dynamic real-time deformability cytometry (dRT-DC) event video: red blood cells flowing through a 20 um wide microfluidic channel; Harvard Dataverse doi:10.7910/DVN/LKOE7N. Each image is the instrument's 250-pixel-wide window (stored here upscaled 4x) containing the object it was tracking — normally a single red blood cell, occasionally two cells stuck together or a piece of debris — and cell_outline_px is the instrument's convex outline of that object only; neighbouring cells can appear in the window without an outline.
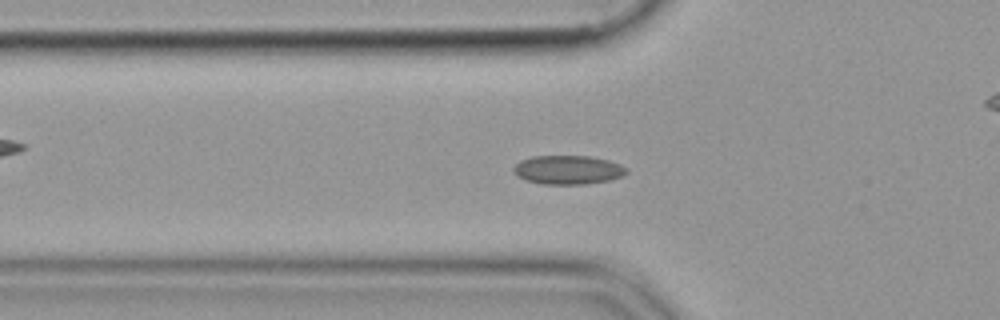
{"species": "common noctule bat (a hibernating species)", "species_latin": "Nyctalus noctula", "temperature_condition": "cold", "stored_images_in_passage": 43, "camera_frame_rate_fps": 3000, "um_per_image_px": 0.085, "animal": {"sex": "female", "body_mass_g": 19.9}, "frame": {"image": 1, "passage_image": 7, "time_ms": 2.0, "image_size_px": [1000, 320], "cell_outline_px": [[628, 172], [624, 176], [608, 180], [584, 184], [544, 184], [524, 180], [516, 176], [512, 172], [512, 168], [520, 160], [532, 156], [588, 156], [608, 160], [620, 164], [628, 168]], "centroid_in_image_um": [48.25, 14.43], "position_along_channel_um": 77.5, "area_um2": 19.19}}
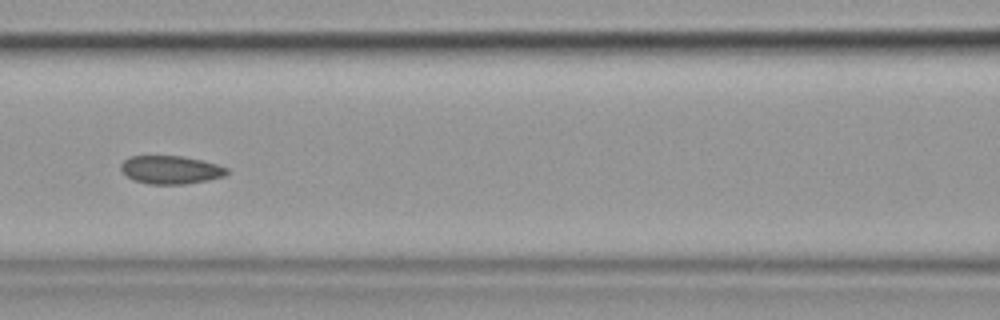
{"frame": {"image": 2, "passage_image": 13, "time_ms": 4.0, "image_size_px": [1000, 320], "cell_outline_px": [[228, 172], [224, 176], [208, 180], [184, 184], [148, 184], [132, 180], [120, 168], [120, 164], [124, 160], [132, 156], [180, 156], [204, 160], [228, 168]], "centroid_in_image_um": [14.51, 14.43], "position_along_channel_um": 152.1, "area_um2": 17.4}}
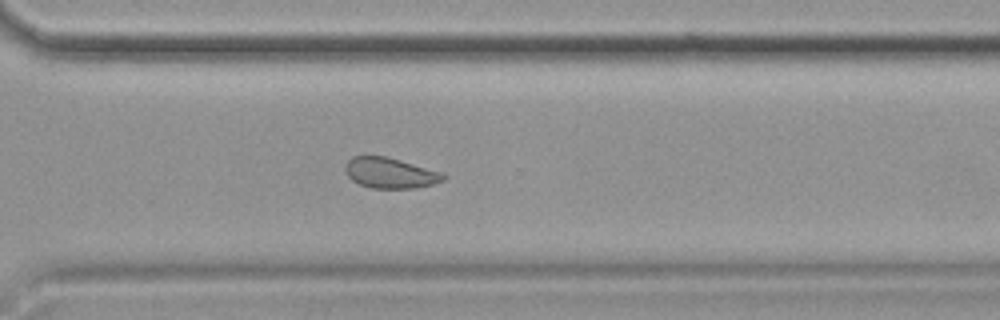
{"frame": {"image": 3, "passage_image": 28, "time_ms": 9.0, "image_size_px": [1000, 320], "cell_outline_px": [[448, 176], [444, 180], [432, 184], [412, 188], [372, 188], [360, 184], [352, 180], [348, 176], [344, 168], [344, 164], [352, 156], [388, 156], [440, 172]], "centroid_in_image_um": [33.13, 14.69], "position_along_channel_um": 337.5, "area_um2": 17.4}}